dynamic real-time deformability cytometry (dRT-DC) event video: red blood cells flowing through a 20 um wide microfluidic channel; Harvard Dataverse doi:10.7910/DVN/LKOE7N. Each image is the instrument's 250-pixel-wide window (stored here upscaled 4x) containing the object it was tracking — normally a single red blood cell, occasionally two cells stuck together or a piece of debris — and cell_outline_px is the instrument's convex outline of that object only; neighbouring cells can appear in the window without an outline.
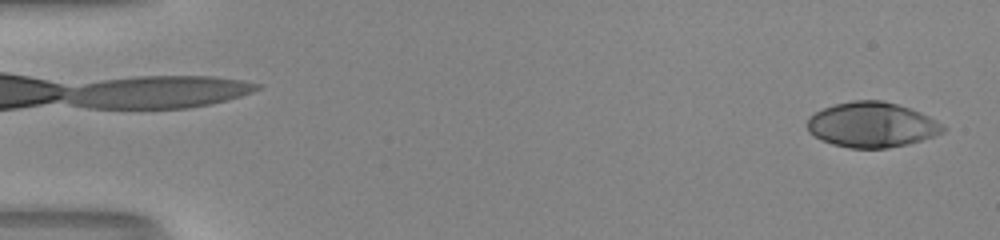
{"species": "human", "species_latin": "Homo sapiens", "temperature_condition": "room temperature", "stored_images_in_passage": 50, "camera_frame_rate_fps": 3000, "um_per_image_px": 0.085, "donor": {"sex": "male"}, "frame": {"image": 1, "passage_image": 1, "time_ms": 0.0, "image_size_px": [1000, 240], "cell_outline_px": [[948, 128], [944, 132], [908, 144], [888, 148], [848, 148], [832, 144], [820, 140], [808, 132], [808, 116], [824, 108], [836, 104], [852, 100], [884, 100], [920, 112], [936, 120]], "centroid_in_image_um": [74.09, 10.61], "position_along_channel_um": 10.9, "area_um2": 35.72}}
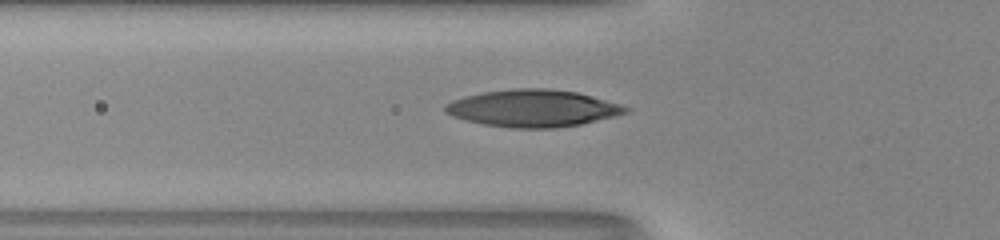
{"frame": {"image": 2, "passage_image": 18, "time_ms": 5.667, "image_size_px": [1000, 240], "cell_outline_px": [[628, 112], [580, 124], [552, 128], [512, 128], [484, 124], [452, 116], [444, 112], [444, 104], [452, 100], [464, 96], [484, 92], [512, 88], [544, 88], [576, 92], [592, 96], [620, 104], [628, 108]], "centroid_in_image_um": [45.23, 9.19], "position_along_channel_um": 80.6, "area_um2": 38.67}}
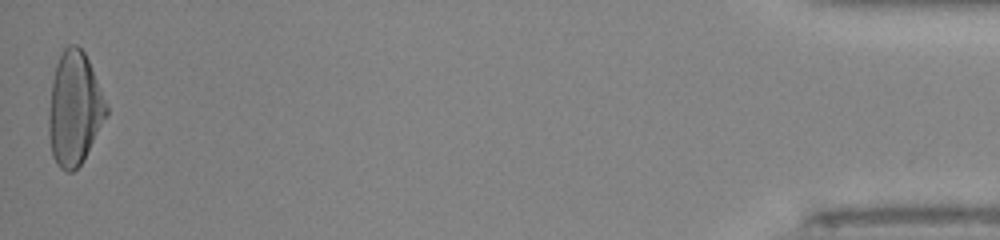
{"frame": {"image": 3, "passage_image": 50, "time_ms": 16.333, "image_size_px": [1000, 240], "cell_outline_px": [[108, 116], [84, 160], [72, 172], [68, 172], [60, 168], [56, 164], [52, 156], [48, 136], [48, 112], [52, 80], [56, 64], [60, 52], [68, 44], [76, 44], [84, 52], [88, 60], [108, 104]], "centroid_in_image_um": [6.33, 9.25], "position_along_channel_um": 428.9, "area_um2": 38.67}, "authors_computed_cell_mechanics": {"area_um2": 36.4429, "velocity_mm_per_s": 4.1399, "shape_relaxation_time_tau1_ms": 5.7219, "shape_relaxation_time_tau2_ms": 0.7421, "deformation_change_tau1": 0.2614, "deformation_change_tau2": 0.0605}}